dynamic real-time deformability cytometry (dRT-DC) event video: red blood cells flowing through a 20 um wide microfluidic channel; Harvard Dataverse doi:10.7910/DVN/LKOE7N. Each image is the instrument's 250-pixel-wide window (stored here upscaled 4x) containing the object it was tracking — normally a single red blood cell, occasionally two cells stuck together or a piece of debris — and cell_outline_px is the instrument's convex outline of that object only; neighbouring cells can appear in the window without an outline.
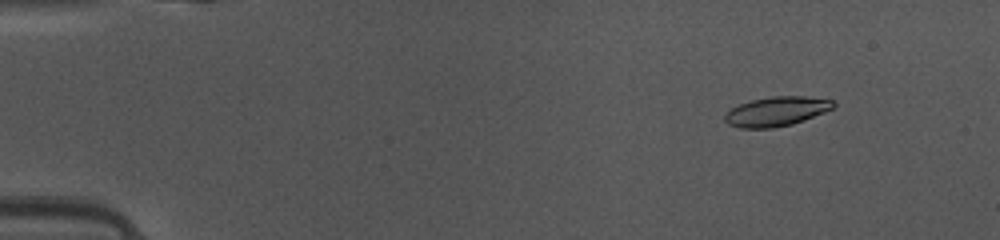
{"species": "common noctule bat (a hibernating species)", "species_latin": "Nyctalus noctula", "temperature_condition": "warm", "stored_images_in_passage": 49, "camera_frame_rate_fps": 3000, "um_per_image_px": 0.085, "animal": {"sex": "female", "body_mass_g": 10.0, "forearm_length_mm": 53.1}, "frame": {"image": 1, "passage_image": 6, "time_ms": 1.667, "image_size_px": [1000, 240], "cell_outline_px": [[836, 104], [832, 108], [824, 112], [804, 120], [792, 124], [772, 128], [740, 128], [728, 124], [724, 120], [724, 112], [740, 104], [752, 100], [772, 96], [804, 96], [832, 100]], "centroid_in_image_um": [65.96, 9.47], "position_along_channel_um": 19.0, "area_um2": 18.55}}
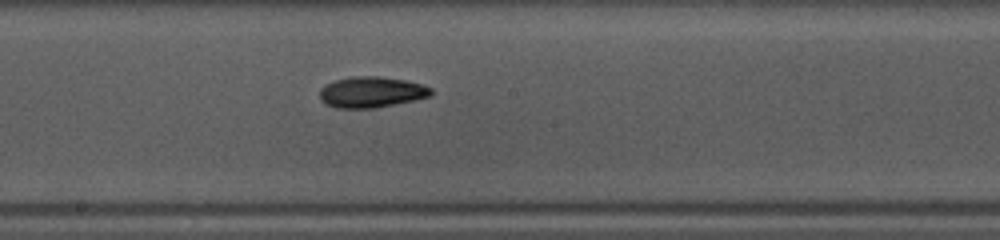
{"frame": {"image": 2, "passage_image": 27, "time_ms": 8.667, "image_size_px": [1000, 240], "cell_outline_px": [[432, 96], [376, 108], [336, 108], [324, 104], [320, 100], [320, 88], [324, 84], [336, 80], [352, 76], [380, 76], [408, 80], [424, 84], [432, 88]], "centroid_in_image_um": [31.57, 7.82], "position_along_channel_um": 216.6, "area_um2": 20.4}}
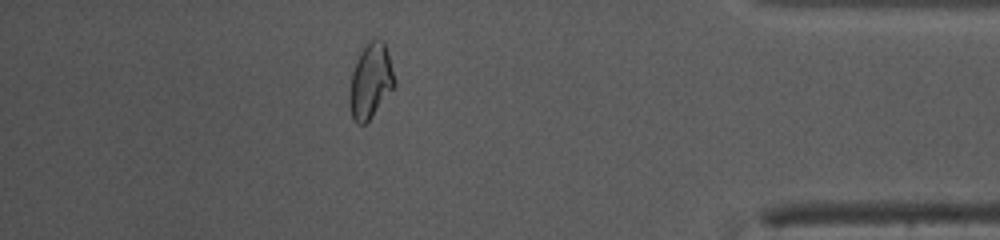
{"frame": {"image": 3, "passage_image": 43, "time_ms": 14.0, "image_size_px": [1000, 240], "cell_outline_px": [[396, 84], [372, 116], [364, 124], [356, 124], [352, 120], [348, 104], [348, 96], [352, 72], [356, 60], [364, 44], [372, 36], [380, 40], [384, 44], [388, 52], [396, 80]], "centroid_in_image_um": [31.47, 6.87], "position_along_channel_um": 403.7, "area_um2": 19.94}, "authors_computed_cell_mechanics": {"area_um2": 19.1896, "velocity_mm_per_s": 4.146, "shape_relaxation_time_tau1_ms": 4.1692, "shape_relaxation_time_tau2_ms": null, "deformation_change_tau1": 0.126, "deformation_change_tau2": null}}